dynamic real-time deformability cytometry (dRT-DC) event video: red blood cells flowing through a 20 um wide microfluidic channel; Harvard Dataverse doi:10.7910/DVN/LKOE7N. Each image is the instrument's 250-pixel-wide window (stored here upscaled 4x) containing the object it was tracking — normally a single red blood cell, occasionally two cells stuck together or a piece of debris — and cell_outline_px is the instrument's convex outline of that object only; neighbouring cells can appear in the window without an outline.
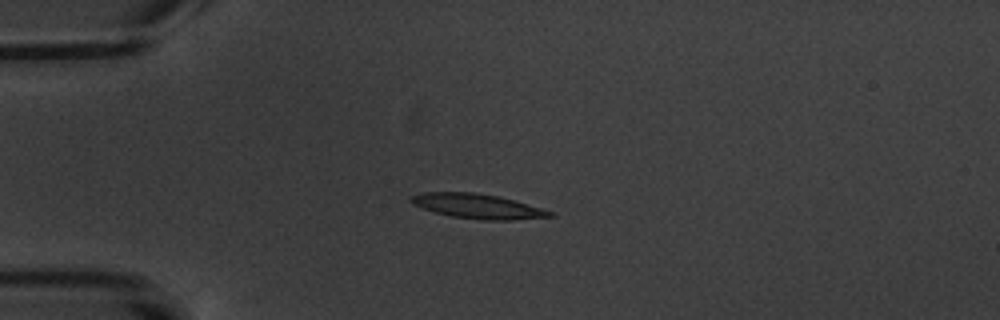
{"species": "common noctule bat (a hibernating species)", "species_latin": "Nyctalus noctula", "temperature_condition": "warm", "stored_images_in_passage": 7, "camera_frame_rate_fps": 3000, "um_per_image_px": 0.085, "animal": {"sex": "male", "body_mass_g": 20.1, "forearm_length_mm": 53.5}, "frame": {"image": 1, "passage_image": 5, "time_ms": 4.667, "image_size_px": [1000, 320], "cell_outline_px": [[556, 216], [512, 220], [480, 220], [452, 216], [436, 212], [412, 204], [408, 200], [408, 196], [420, 192], [472, 192], [496, 196], [512, 200], [540, 208], [552, 212]], "centroid_in_image_um": [40.52, 17.52], "position_along_channel_um": 44.5, "area_um2": 19.77}}